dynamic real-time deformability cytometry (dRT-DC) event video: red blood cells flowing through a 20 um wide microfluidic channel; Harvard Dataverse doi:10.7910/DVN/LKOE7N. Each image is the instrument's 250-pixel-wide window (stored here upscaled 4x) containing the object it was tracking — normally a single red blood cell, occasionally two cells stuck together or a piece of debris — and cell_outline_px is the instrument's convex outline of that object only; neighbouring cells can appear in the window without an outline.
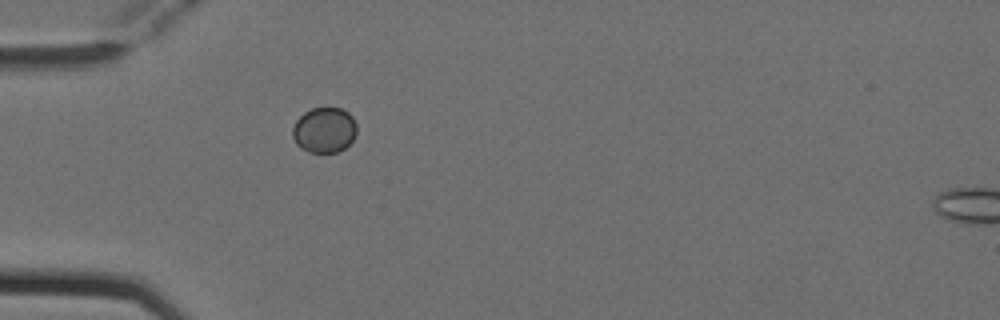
{"species": "Egyptian fruit bat (a non-hibernating species)", "species_latin": "Rousettus aegyptiacus", "temperature_condition": "cold", "stored_images_in_passage": 1, "camera_frame_rate_fps": 3000, "um_per_image_px": 0.085, "animal": {"sex": "female"}, "frame": {"image": 1, "passage_image": 1, "time_ms": 0.0, "image_size_px": [1000, 320], "cell_outline_px": [[356, 136], [344, 148], [336, 152], [308, 152], [300, 148], [296, 144], [292, 136], [292, 128], [296, 120], [304, 112], [312, 108], [340, 108], [348, 112], [352, 116], [356, 124]], "centroid_in_image_um": [27.55, 11.05], "position_along_channel_um": 57.5, "area_um2": 17.05}}